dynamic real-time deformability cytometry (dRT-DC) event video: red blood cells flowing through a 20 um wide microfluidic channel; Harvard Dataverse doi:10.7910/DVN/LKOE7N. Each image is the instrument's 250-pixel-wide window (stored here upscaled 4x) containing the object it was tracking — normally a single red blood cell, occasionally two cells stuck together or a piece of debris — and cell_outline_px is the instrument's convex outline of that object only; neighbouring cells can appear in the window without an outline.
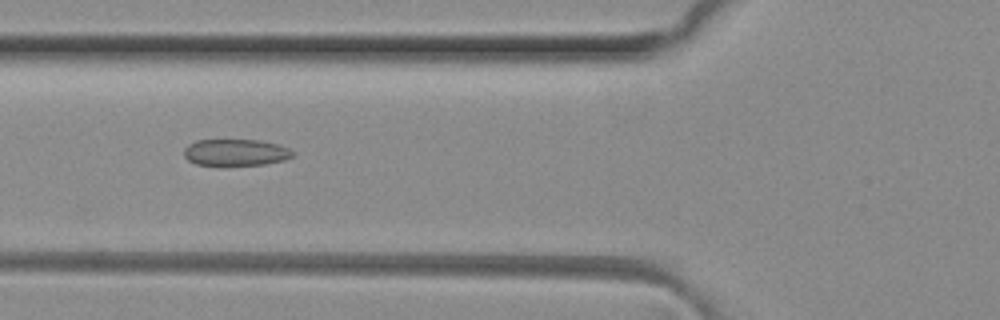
{"species": "common noctule bat (a hibernating species)", "species_latin": "Nyctalus noctula", "temperature_condition": "room temperature", "stored_images_in_passage": 34, "camera_frame_rate_fps": 3000, "um_per_image_px": 0.085, "animal": {"sex": "female", "body_mass_g": 29.2, "forearm_length_mm": 56.3}, "frame": {"image": 1, "passage_image": 3, "time_ms": 0.667, "image_size_px": [1000, 320], "cell_outline_px": [[296, 152], [292, 156], [284, 160], [264, 164], [220, 168], [196, 164], [188, 160], [184, 156], [184, 148], [188, 144], [196, 140], [260, 140], [280, 144]], "centroid_in_image_um": [20.01, 12.99], "position_along_channel_um": 105.8, "area_um2": 17.69}}
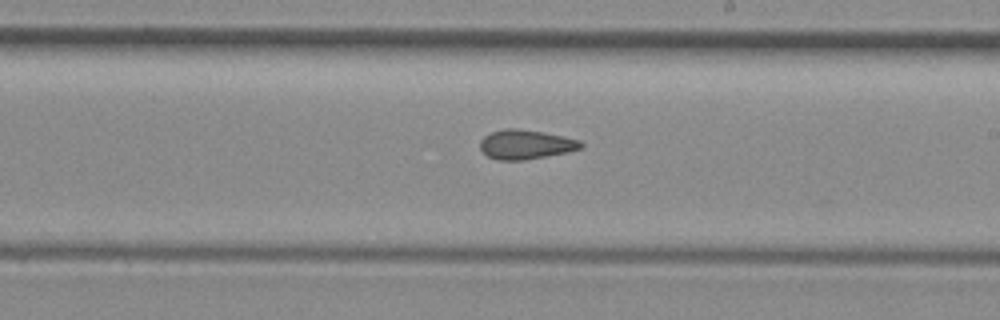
{"frame": {"image": 2, "passage_image": 13, "time_ms": 4.0, "image_size_px": [1000, 320], "cell_outline_px": [[584, 144], [580, 148], [568, 152], [524, 160], [500, 160], [488, 156], [480, 148], [480, 140], [484, 136], [492, 132], [508, 128], [516, 128], [544, 132], [564, 136], [580, 140]], "centroid_in_image_um": [44.7, 12.27], "position_along_channel_um": 244.3, "area_um2": 17.17}}
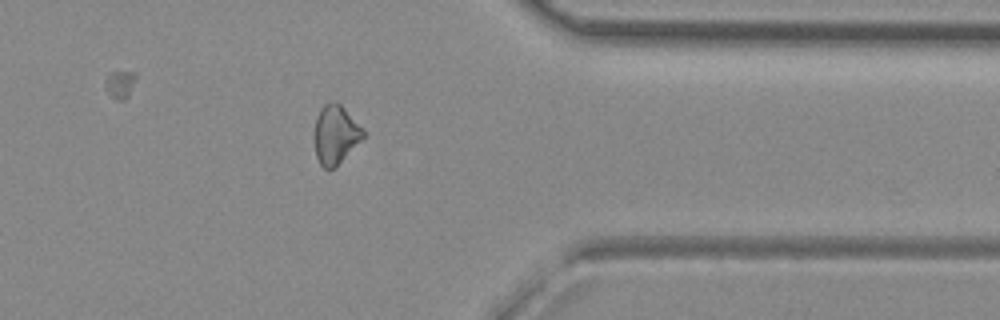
{"frame": {"image": 3, "passage_image": 24, "time_ms": 7.667, "image_size_px": [1000, 320], "cell_outline_px": [[364, 136], [332, 168], [324, 168], [320, 164], [316, 156], [312, 136], [316, 116], [320, 108], [324, 104], [332, 100], [336, 100], [364, 128]], "centroid_in_image_um": [28.46, 11.36], "position_along_channel_um": 382.9, "area_um2": 16.7}}